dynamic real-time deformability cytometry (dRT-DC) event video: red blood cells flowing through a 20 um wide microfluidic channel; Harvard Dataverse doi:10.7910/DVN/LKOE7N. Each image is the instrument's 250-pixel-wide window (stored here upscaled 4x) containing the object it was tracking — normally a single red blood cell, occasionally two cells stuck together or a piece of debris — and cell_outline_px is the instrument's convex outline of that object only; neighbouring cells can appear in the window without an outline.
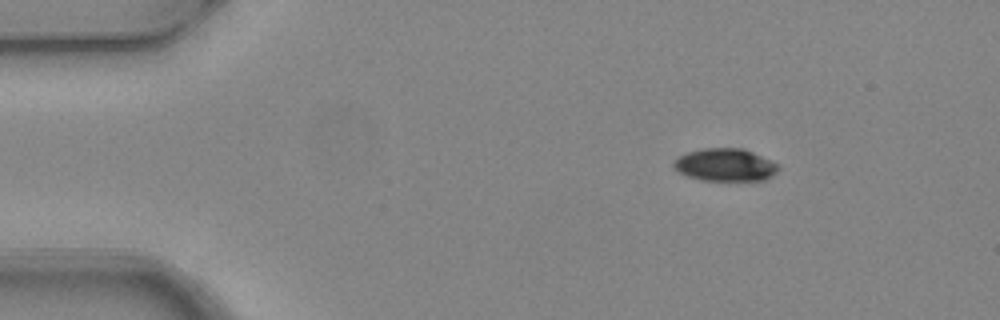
{"species": "common noctule bat (a hibernating species)", "species_latin": "Nyctalus noctula", "temperature_condition": "warm", "stored_images_in_passage": 4, "camera_frame_rate_fps": 3000, "um_per_image_px": 0.085, "animal": {"sex": "female", "body_mass_g": 24.6, "forearm_length_mm": 56.2}, "frame": {"image": 1, "passage_image": 1, "time_ms": 0.0, "image_size_px": [1000, 320], "cell_outline_px": [[780, 168], [772, 176], [764, 180], [704, 180], [688, 176], [680, 172], [672, 164], [680, 156], [688, 152], [704, 148], [744, 148], [780, 164]], "centroid_in_image_um": [61.7, 14.0], "position_along_channel_um": 23.3, "area_um2": 19.77}}
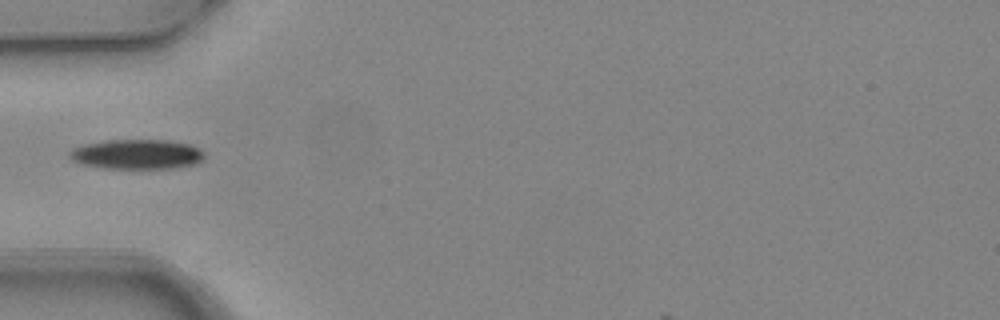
{"frame": {"image": 2, "passage_image": 4, "time_ms": 1.0, "image_size_px": [1000, 320], "cell_outline_px": [[204, 160], [196, 164], [172, 168], [104, 168], [84, 164], [72, 160], [68, 156], [68, 152], [72, 148], [84, 144], [108, 140], [168, 140], [192, 144], [200, 148], [204, 152]], "centroid_in_image_um": [11.67, 13.1], "position_along_channel_um": 73.3, "area_um2": 23.58}}